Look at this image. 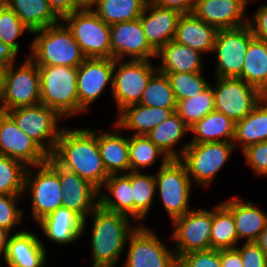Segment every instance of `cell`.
<instances>
[{"mask_svg":"<svg viewBox=\"0 0 267 267\" xmlns=\"http://www.w3.org/2000/svg\"><path fill=\"white\" fill-rule=\"evenodd\" d=\"M254 38L250 26L218 29L213 52L217 53L216 77L240 78L249 42Z\"/></svg>","mask_w":267,"mask_h":267,"instance_id":"obj_14","label":"cell"},{"mask_svg":"<svg viewBox=\"0 0 267 267\" xmlns=\"http://www.w3.org/2000/svg\"><path fill=\"white\" fill-rule=\"evenodd\" d=\"M154 177L158 197L171 220L192 210L189 203L193 181L187 173L186 166L179 159L162 161Z\"/></svg>","mask_w":267,"mask_h":267,"instance_id":"obj_7","label":"cell"},{"mask_svg":"<svg viewBox=\"0 0 267 267\" xmlns=\"http://www.w3.org/2000/svg\"><path fill=\"white\" fill-rule=\"evenodd\" d=\"M156 57L161 59V64L156 65L157 71L161 73L202 71L201 53L174 40L163 45L156 52Z\"/></svg>","mask_w":267,"mask_h":267,"instance_id":"obj_28","label":"cell"},{"mask_svg":"<svg viewBox=\"0 0 267 267\" xmlns=\"http://www.w3.org/2000/svg\"><path fill=\"white\" fill-rule=\"evenodd\" d=\"M217 31L194 13L182 14L173 40L204 54L213 52Z\"/></svg>","mask_w":267,"mask_h":267,"instance_id":"obj_24","label":"cell"},{"mask_svg":"<svg viewBox=\"0 0 267 267\" xmlns=\"http://www.w3.org/2000/svg\"><path fill=\"white\" fill-rule=\"evenodd\" d=\"M248 25L255 38L267 42V4L257 8L252 19L248 18Z\"/></svg>","mask_w":267,"mask_h":267,"instance_id":"obj_48","label":"cell"},{"mask_svg":"<svg viewBox=\"0 0 267 267\" xmlns=\"http://www.w3.org/2000/svg\"><path fill=\"white\" fill-rule=\"evenodd\" d=\"M212 209L211 249H234L239 243L233 213L223 204Z\"/></svg>","mask_w":267,"mask_h":267,"instance_id":"obj_36","label":"cell"},{"mask_svg":"<svg viewBox=\"0 0 267 267\" xmlns=\"http://www.w3.org/2000/svg\"><path fill=\"white\" fill-rule=\"evenodd\" d=\"M222 203L233 213L238 240L254 242L267 225V214L252 201L247 202L237 197Z\"/></svg>","mask_w":267,"mask_h":267,"instance_id":"obj_27","label":"cell"},{"mask_svg":"<svg viewBox=\"0 0 267 267\" xmlns=\"http://www.w3.org/2000/svg\"><path fill=\"white\" fill-rule=\"evenodd\" d=\"M132 198L134 199V219L142 221L154 202L156 180L154 174L131 171Z\"/></svg>","mask_w":267,"mask_h":267,"instance_id":"obj_37","label":"cell"},{"mask_svg":"<svg viewBox=\"0 0 267 267\" xmlns=\"http://www.w3.org/2000/svg\"><path fill=\"white\" fill-rule=\"evenodd\" d=\"M124 267H177L175 252L169 250L150 228L138 224L130 233Z\"/></svg>","mask_w":267,"mask_h":267,"instance_id":"obj_12","label":"cell"},{"mask_svg":"<svg viewBox=\"0 0 267 267\" xmlns=\"http://www.w3.org/2000/svg\"><path fill=\"white\" fill-rule=\"evenodd\" d=\"M171 222L177 259L188 252L211 249L212 210L192 209Z\"/></svg>","mask_w":267,"mask_h":267,"instance_id":"obj_15","label":"cell"},{"mask_svg":"<svg viewBox=\"0 0 267 267\" xmlns=\"http://www.w3.org/2000/svg\"><path fill=\"white\" fill-rule=\"evenodd\" d=\"M49 6L54 13L62 19L65 15L71 14L74 11L82 9L76 0H48Z\"/></svg>","mask_w":267,"mask_h":267,"instance_id":"obj_50","label":"cell"},{"mask_svg":"<svg viewBox=\"0 0 267 267\" xmlns=\"http://www.w3.org/2000/svg\"><path fill=\"white\" fill-rule=\"evenodd\" d=\"M215 110L213 87L210 85L204 92L189 99L177 101L176 113L191 127L207 114Z\"/></svg>","mask_w":267,"mask_h":267,"instance_id":"obj_40","label":"cell"},{"mask_svg":"<svg viewBox=\"0 0 267 267\" xmlns=\"http://www.w3.org/2000/svg\"><path fill=\"white\" fill-rule=\"evenodd\" d=\"M23 196L0 194V227L10 233L22 222L23 210L18 208L17 201Z\"/></svg>","mask_w":267,"mask_h":267,"instance_id":"obj_44","label":"cell"},{"mask_svg":"<svg viewBox=\"0 0 267 267\" xmlns=\"http://www.w3.org/2000/svg\"><path fill=\"white\" fill-rule=\"evenodd\" d=\"M241 79L267 96V42L253 38L248 45Z\"/></svg>","mask_w":267,"mask_h":267,"instance_id":"obj_34","label":"cell"},{"mask_svg":"<svg viewBox=\"0 0 267 267\" xmlns=\"http://www.w3.org/2000/svg\"><path fill=\"white\" fill-rule=\"evenodd\" d=\"M267 141V96L242 120L235 122L233 143L243 151L248 146Z\"/></svg>","mask_w":267,"mask_h":267,"instance_id":"obj_31","label":"cell"},{"mask_svg":"<svg viewBox=\"0 0 267 267\" xmlns=\"http://www.w3.org/2000/svg\"><path fill=\"white\" fill-rule=\"evenodd\" d=\"M17 52L0 39V65L8 67L15 63Z\"/></svg>","mask_w":267,"mask_h":267,"instance_id":"obj_52","label":"cell"},{"mask_svg":"<svg viewBox=\"0 0 267 267\" xmlns=\"http://www.w3.org/2000/svg\"><path fill=\"white\" fill-rule=\"evenodd\" d=\"M41 104L55 110L61 117L79 115L77 67L38 66Z\"/></svg>","mask_w":267,"mask_h":267,"instance_id":"obj_4","label":"cell"},{"mask_svg":"<svg viewBox=\"0 0 267 267\" xmlns=\"http://www.w3.org/2000/svg\"><path fill=\"white\" fill-rule=\"evenodd\" d=\"M51 157L99 191H102L105 180L109 177L101 158L95 129L63 127Z\"/></svg>","mask_w":267,"mask_h":267,"instance_id":"obj_1","label":"cell"},{"mask_svg":"<svg viewBox=\"0 0 267 267\" xmlns=\"http://www.w3.org/2000/svg\"><path fill=\"white\" fill-rule=\"evenodd\" d=\"M61 22L67 24L85 58H110V25L104 23L91 8L65 15Z\"/></svg>","mask_w":267,"mask_h":267,"instance_id":"obj_6","label":"cell"},{"mask_svg":"<svg viewBox=\"0 0 267 267\" xmlns=\"http://www.w3.org/2000/svg\"><path fill=\"white\" fill-rule=\"evenodd\" d=\"M264 252L267 257V225L266 227L260 232V235L254 241Z\"/></svg>","mask_w":267,"mask_h":267,"instance_id":"obj_54","label":"cell"},{"mask_svg":"<svg viewBox=\"0 0 267 267\" xmlns=\"http://www.w3.org/2000/svg\"><path fill=\"white\" fill-rule=\"evenodd\" d=\"M151 2L161 8L173 9L181 14H188L193 13L197 0H152Z\"/></svg>","mask_w":267,"mask_h":267,"instance_id":"obj_49","label":"cell"},{"mask_svg":"<svg viewBox=\"0 0 267 267\" xmlns=\"http://www.w3.org/2000/svg\"><path fill=\"white\" fill-rule=\"evenodd\" d=\"M234 149L233 142L190 143L179 160L193 183L209 187Z\"/></svg>","mask_w":267,"mask_h":267,"instance_id":"obj_9","label":"cell"},{"mask_svg":"<svg viewBox=\"0 0 267 267\" xmlns=\"http://www.w3.org/2000/svg\"><path fill=\"white\" fill-rule=\"evenodd\" d=\"M175 111L176 109L151 107L137 103L121 110L115 123L121 130L130 129L134 131L132 135H147L158 124L167 120Z\"/></svg>","mask_w":267,"mask_h":267,"instance_id":"obj_26","label":"cell"},{"mask_svg":"<svg viewBox=\"0 0 267 267\" xmlns=\"http://www.w3.org/2000/svg\"><path fill=\"white\" fill-rule=\"evenodd\" d=\"M86 221L76 212L59 207L41 219L38 224L50 242L65 245L80 238L85 231Z\"/></svg>","mask_w":267,"mask_h":267,"instance_id":"obj_23","label":"cell"},{"mask_svg":"<svg viewBox=\"0 0 267 267\" xmlns=\"http://www.w3.org/2000/svg\"><path fill=\"white\" fill-rule=\"evenodd\" d=\"M63 23V24H61ZM29 57L37 66L79 67L86 59L64 22L32 32Z\"/></svg>","mask_w":267,"mask_h":267,"instance_id":"obj_3","label":"cell"},{"mask_svg":"<svg viewBox=\"0 0 267 267\" xmlns=\"http://www.w3.org/2000/svg\"><path fill=\"white\" fill-rule=\"evenodd\" d=\"M160 156L162 161L170 160L147 135H131L129 137L130 171L141 172V169L153 165Z\"/></svg>","mask_w":267,"mask_h":267,"instance_id":"obj_38","label":"cell"},{"mask_svg":"<svg viewBox=\"0 0 267 267\" xmlns=\"http://www.w3.org/2000/svg\"><path fill=\"white\" fill-rule=\"evenodd\" d=\"M248 2V0H197L193 13L217 29H235L248 24V19L244 16Z\"/></svg>","mask_w":267,"mask_h":267,"instance_id":"obj_20","label":"cell"},{"mask_svg":"<svg viewBox=\"0 0 267 267\" xmlns=\"http://www.w3.org/2000/svg\"><path fill=\"white\" fill-rule=\"evenodd\" d=\"M0 155L16 159L27 167L47 162L48 155L16 124L7 113L0 111Z\"/></svg>","mask_w":267,"mask_h":267,"instance_id":"obj_16","label":"cell"},{"mask_svg":"<svg viewBox=\"0 0 267 267\" xmlns=\"http://www.w3.org/2000/svg\"><path fill=\"white\" fill-rule=\"evenodd\" d=\"M31 33L9 7L0 9V39L17 53L20 43L16 40L24 32Z\"/></svg>","mask_w":267,"mask_h":267,"instance_id":"obj_43","label":"cell"},{"mask_svg":"<svg viewBox=\"0 0 267 267\" xmlns=\"http://www.w3.org/2000/svg\"><path fill=\"white\" fill-rule=\"evenodd\" d=\"M89 215L93 218L90 246L92 267H116L130 233L131 217L111 212L98 205Z\"/></svg>","mask_w":267,"mask_h":267,"instance_id":"obj_2","label":"cell"},{"mask_svg":"<svg viewBox=\"0 0 267 267\" xmlns=\"http://www.w3.org/2000/svg\"><path fill=\"white\" fill-rule=\"evenodd\" d=\"M59 182L63 193L62 207L76 212L83 219H87L89 214L99 205V190L60 164Z\"/></svg>","mask_w":267,"mask_h":267,"instance_id":"obj_19","label":"cell"},{"mask_svg":"<svg viewBox=\"0 0 267 267\" xmlns=\"http://www.w3.org/2000/svg\"><path fill=\"white\" fill-rule=\"evenodd\" d=\"M27 166L0 155V194L24 195Z\"/></svg>","mask_w":267,"mask_h":267,"instance_id":"obj_41","label":"cell"},{"mask_svg":"<svg viewBox=\"0 0 267 267\" xmlns=\"http://www.w3.org/2000/svg\"><path fill=\"white\" fill-rule=\"evenodd\" d=\"M242 153L256 175L267 176V141L250 145Z\"/></svg>","mask_w":267,"mask_h":267,"instance_id":"obj_46","label":"cell"},{"mask_svg":"<svg viewBox=\"0 0 267 267\" xmlns=\"http://www.w3.org/2000/svg\"><path fill=\"white\" fill-rule=\"evenodd\" d=\"M33 169H38L34 177H32ZM27 192L32 197V217L36 223L62 207L63 193L59 182V164L51 156H48L46 163L27 168L23 194L27 195Z\"/></svg>","mask_w":267,"mask_h":267,"instance_id":"obj_5","label":"cell"},{"mask_svg":"<svg viewBox=\"0 0 267 267\" xmlns=\"http://www.w3.org/2000/svg\"><path fill=\"white\" fill-rule=\"evenodd\" d=\"M113 131L98 134V147L109 175L126 174L130 171L129 136L120 135L121 128L113 122ZM119 131V132H118Z\"/></svg>","mask_w":267,"mask_h":267,"instance_id":"obj_25","label":"cell"},{"mask_svg":"<svg viewBox=\"0 0 267 267\" xmlns=\"http://www.w3.org/2000/svg\"><path fill=\"white\" fill-rule=\"evenodd\" d=\"M8 7V0H0V9Z\"/></svg>","mask_w":267,"mask_h":267,"instance_id":"obj_57","label":"cell"},{"mask_svg":"<svg viewBox=\"0 0 267 267\" xmlns=\"http://www.w3.org/2000/svg\"><path fill=\"white\" fill-rule=\"evenodd\" d=\"M139 104L176 109L177 100L166 74L156 71L151 76Z\"/></svg>","mask_w":267,"mask_h":267,"instance_id":"obj_39","label":"cell"},{"mask_svg":"<svg viewBox=\"0 0 267 267\" xmlns=\"http://www.w3.org/2000/svg\"><path fill=\"white\" fill-rule=\"evenodd\" d=\"M97 0H76V3L82 8H92Z\"/></svg>","mask_w":267,"mask_h":267,"instance_id":"obj_56","label":"cell"},{"mask_svg":"<svg viewBox=\"0 0 267 267\" xmlns=\"http://www.w3.org/2000/svg\"><path fill=\"white\" fill-rule=\"evenodd\" d=\"M203 72L190 73H163L166 74L171 88L174 91L176 100L189 99L194 95H199L204 92L209 86Z\"/></svg>","mask_w":267,"mask_h":267,"instance_id":"obj_42","label":"cell"},{"mask_svg":"<svg viewBox=\"0 0 267 267\" xmlns=\"http://www.w3.org/2000/svg\"><path fill=\"white\" fill-rule=\"evenodd\" d=\"M235 249L241 255L243 267H267V257L255 242H245Z\"/></svg>","mask_w":267,"mask_h":267,"instance_id":"obj_47","label":"cell"},{"mask_svg":"<svg viewBox=\"0 0 267 267\" xmlns=\"http://www.w3.org/2000/svg\"><path fill=\"white\" fill-rule=\"evenodd\" d=\"M147 2V0H97L91 10L104 23L112 25L139 19Z\"/></svg>","mask_w":267,"mask_h":267,"instance_id":"obj_35","label":"cell"},{"mask_svg":"<svg viewBox=\"0 0 267 267\" xmlns=\"http://www.w3.org/2000/svg\"><path fill=\"white\" fill-rule=\"evenodd\" d=\"M11 233L0 227V257H5L7 244Z\"/></svg>","mask_w":267,"mask_h":267,"instance_id":"obj_53","label":"cell"},{"mask_svg":"<svg viewBox=\"0 0 267 267\" xmlns=\"http://www.w3.org/2000/svg\"><path fill=\"white\" fill-rule=\"evenodd\" d=\"M7 67L0 65V105L4 95L5 74Z\"/></svg>","mask_w":267,"mask_h":267,"instance_id":"obj_55","label":"cell"},{"mask_svg":"<svg viewBox=\"0 0 267 267\" xmlns=\"http://www.w3.org/2000/svg\"><path fill=\"white\" fill-rule=\"evenodd\" d=\"M178 267H221L220 250L192 251L178 258Z\"/></svg>","mask_w":267,"mask_h":267,"instance_id":"obj_45","label":"cell"},{"mask_svg":"<svg viewBox=\"0 0 267 267\" xmlns=\"http://www.w3.org/2000/svg\"><path fill=\"white\" fill-rule=\"evenodd\" d=\"M45 248L34 233L18 231L9 237L4 262L7 267H43L47 260Z\"/></svg>","mask_w":267,"mask_h":267,"instance_id":"obj_22","label":"cell"},{"mask_svg":"<svg viewBox=\"0 0 267 267\" xmlns=\"http://www.w3.org/2000/svg\"><path fill=\"white\" fill-rule=\"evenodd\" d=\"M212 87L215 111L225 114L234 122L248 115L265 96L240 78L216 77L215 86Z\"/></svg>","mask_w":267,"mask_h":267,"instance_id":"obj_13","label":"cell"},{"mask_svg":"<svg viewBox=\"0 0 267 267\" xmlns=\"http://www.w3.org/2000/svg\"><path fill=\"white\" fill-rule=\"evenodd\" d=\"M221 267H243L240 253L234 249L220 250Z\"/></svg>","mask_w":267,"mask_h":267,"instance_id":"obj_51","label":"cell"},{"mask_svg":"<svg viewBox=\"0 0 267 267\" xmlns=\"http://www.w3.org/2000/svg\"><path fill=\"white\" fill-rule=\"evenodd\" d=\"M105 187L109 195L99 191V205L105 210L125 214L134 220L131 171L126 174L109 175L102 188Z\"/></svg>","mask_w":267,"mask_h":267,"instance_id":"obj_29","label":"cell"},{"mask_svg":"<svg viewBox=\"0 0 267 267\" xmlns=\"http://www.w3.org/2000/svg\"><path fill=\"white\" fill-rule=\"evenodd\" d=\"M181 13L161 8L148 1L140 21L149 45L157 52L163 45L173 40Z\"/></svg>","mask_w":267,"mask_h":267,"instance_id":"obj_21","label":"cell"},{"mask_svg":"<svg viewBox=\"0 0 267 267\" xmlns=\"http://www.w3.org/2000/svg\"><path fill=\"white\" fill-rule=\"evenodd\" d=\"M188 131H190V127L174 112L167 120L154 127L147 134V137L162 150L169 159H180L190 143L187 142L183 144L179 151L174 148Z\"/></svg>","mask_w":267,"mask_h":267,"instance_id":"obj_30","label":"cell"},{"mask_svg":"<svg viewBox=\"0 0 267 267\" xmlns=\"http://www.w3.org/2000/svg\"><path fill=\"white\" fill-rule=\"evenodd\" d=\"M14 67L15 63L6 70L4 95L0 105L2 112L41 103V82L37 64L27 56L18 69Z\"/></svg>","mask_w":267,"mask_h":267,"instance_id":"obj_11","label":"cell"},{"mask_svg":"<svg viewBox=\"0 0 267 267\" xmlns=\"http://www.w3.org/2000/svg\"><path fill=\"white\" fill-rule=\"evenodd\" d=\"M111 59L152 60L156 51L149 45L139 19L110 25ZM152 58V59H150Z\"/></svg>","mask_w":267,"mask_h":267,"instance_id":"obj_18","label":"cell"},{"mask_svg":"<svg viewBox=\"0 0 267 267\" xmlns=\"http://www.w3.org/2000/svg\"><path fill=\"white\" fill-rule=\"evenodd\" d=\"M7 113L48 156L52 155L62 130L59 127L62 117L55 110L40 103L13 108Z\"/></svg>","mask_w":267,"mask_h":267,"instance_id":"obj_8","label":"cell"},{"mask_svg":"<svg viewBox=\"0 0 267 267\" xmlns=\"http://www.w3.org/2000/svg\"><path fill=\"white\" fill-rule=\"evenodd\" d=\"M151 60H114L112 98L118 113L140 102L151 76L157 71Z\"/></svg>","mask_w":267,"mask_h":267,"instance_id":"obj_10","label":"cell"},{"mask_svg":"<svg viewBox=\"0 0 267 267\" xmlns=\"http://www.w3.org/2000/svg\"><path fill=\"white\" fill-rule=\"evenodd\" d=\"M8 7L31 33L61 21L49 6L48 0H8Z\"/></svg>","mask_w":267,"mask_h":267,"instance_id":"obj_33","label":"cell"},{"mask_svg":"<svg viewBox=\"0 0 267 267\" xmlns=\"http://www.w3.org/2000/svg\"><path fill=\"white\" fill-rule=\"evenodd\" d=\"M189 143L233 142L235 122L225 114L212 111L190 127Z\"/></svg>","mask_w":267,"mask_h":267,"instance_id":"obj_32","label":"cell"},{"mask_svg":"<svg viewBox=\"0 0 267 267\" xmlns=\"http://www.w3.org/2000/svg\"><path fill=\"white\" fill-rule=\"evenodd\" d=\"M114 60L110 58H86L77 70V94L79 114L88 108L113 81Z\"/></svg>","mask_w":267,"mask_h":267,"instance_id":"obj_17","label":"cell"}]
</instances>
